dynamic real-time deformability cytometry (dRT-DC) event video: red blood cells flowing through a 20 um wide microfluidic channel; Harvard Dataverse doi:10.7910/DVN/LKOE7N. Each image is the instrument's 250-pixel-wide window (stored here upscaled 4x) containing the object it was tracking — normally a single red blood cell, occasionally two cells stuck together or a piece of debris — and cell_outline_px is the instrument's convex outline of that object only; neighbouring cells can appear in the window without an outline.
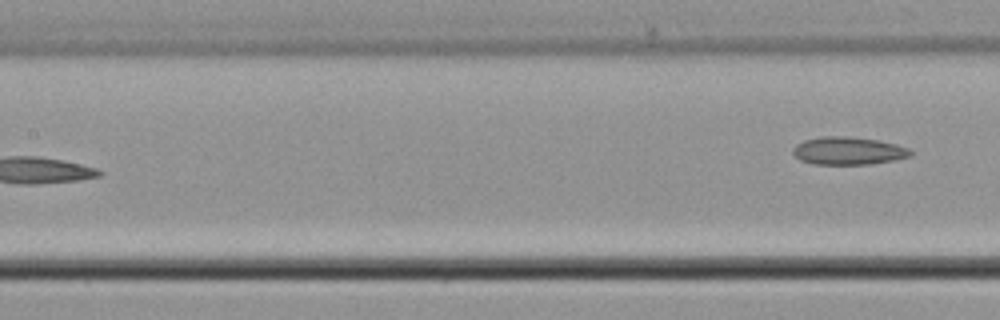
{"species": "common noctule bat (a hibernating species)", "species_latin": "Nyctalus noctula", "temperature_condition": "cold", "stored_images_in_passage": 7, "segment_of_instrument_passage": [2, 2], "camera_frame_rate_fps": 3000, "um_per_image_px": 0.085, "animal": {"sex": "male", "body_mass_g": 21.5, "forearm_length_mm": 52.0}, "frame": {"image": 1, "passage_image": 7, "time_ms": 8.333, "image_size_px": [1000, 320], "cell_outline_px": [[912, 156], [892, 160], [868, 164], [812, 164], [800, 160], [792, 152], [792, 148], [796, 144], [804, 140], [820, 136], [848, 136], [880, 140], [896, 144], [908, 148], [912, 152]], "centroid_in_image_um": [72.08, 12.81], "position_along_channel_um": 135.3, "area_um2": 19.13}}